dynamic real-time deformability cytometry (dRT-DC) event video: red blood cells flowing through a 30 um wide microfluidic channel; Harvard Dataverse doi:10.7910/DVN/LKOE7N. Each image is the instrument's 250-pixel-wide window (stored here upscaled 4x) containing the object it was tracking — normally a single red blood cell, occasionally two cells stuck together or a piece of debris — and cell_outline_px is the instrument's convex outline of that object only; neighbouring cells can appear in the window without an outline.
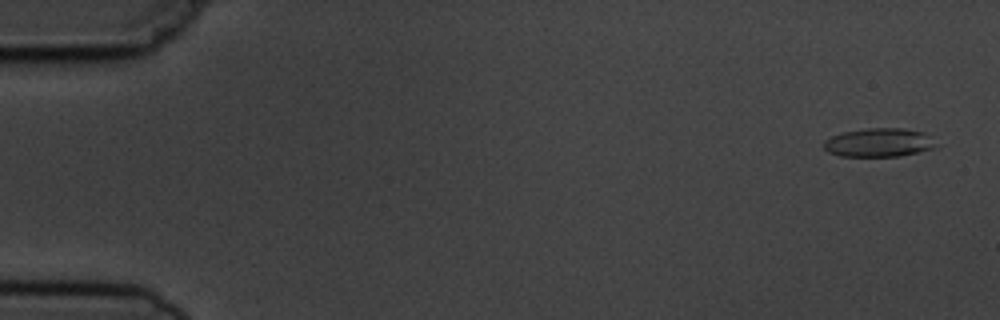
{"species": "common noctule bat (a hibernating species)", "species_latin": "Nyctalus noctula", "temperature_condition": "cold", "stored_images_in_passage": 5, "segment_of_instrument_passage": [2, 2], "camera_frame_rate_fps": 3000, "um_per_image_px": 0.085, "animal": {"sex": "male", "body_mass_g": 19.5, "forearm_length_mm": 54.6}, "frame": {"image": 1, "passage_image": 5, "time_ms": 4.667, "image_size_px": [1000, 320], "cell_outline_px": [[936, 148], [900, 156], [840, 156], [828, 152], [824, 148], [824, 140], [832, 136], [844, 132], [868, 128], [904, 128], [924, 132], [936, 144]], "centroid_in_image_um": [74.7, 12.12], "position_along_channel_um": 10.3, "area_um2": 18.67}}